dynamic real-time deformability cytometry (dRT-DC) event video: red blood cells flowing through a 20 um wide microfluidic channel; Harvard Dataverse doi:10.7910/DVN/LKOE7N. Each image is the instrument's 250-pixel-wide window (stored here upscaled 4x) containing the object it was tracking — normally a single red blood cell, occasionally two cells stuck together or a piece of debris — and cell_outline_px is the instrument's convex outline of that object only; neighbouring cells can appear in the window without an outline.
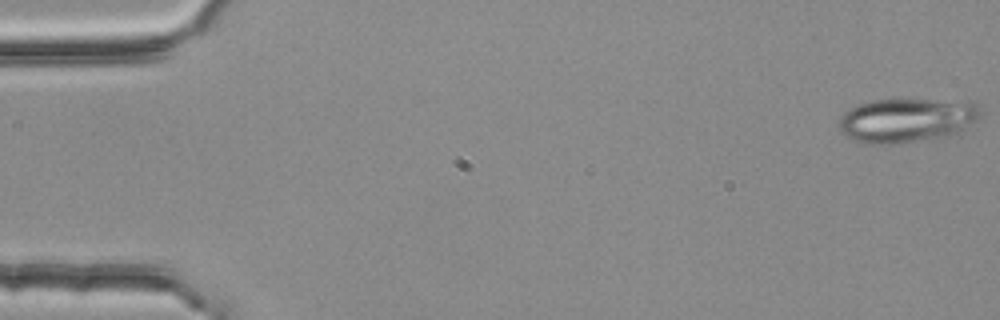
{"species": "common noctule bat (a hibernating species)", "species_latin": "Nyctalus noctula", "temperature_condition": "room temperature", "stored_images_in_passage": 4, "camera_frame_rate_fps": 3000, "um_per_image_px": 0.085, "animal": {"sex": "female", "body_mass_g": 25.1}, "frame": {"image": 1, "passage_image": 1, "time_ms": 0.0, "image_size_px": [1000, 320], "cell_outline_px": [[980, 120], [964, 132], [948, 136], [900, 144], [868, 144], [852, 140], [840, 132], [840, 120], [844, 112], [856, 104], [876, 100], [968, 100], [976, 104], [980, 108]], "centroid_in_image_um": [77.15, 10.23], "position_along_channel_um": 7.9, "area_um2": 37.22}}
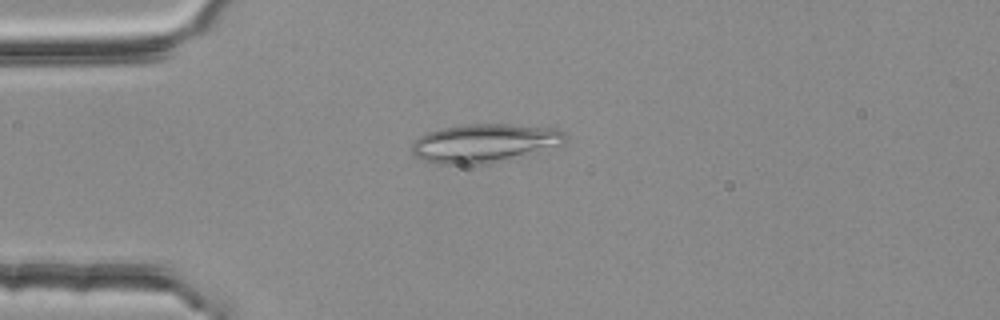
{"frame": {"image": 2, "passage_image": 4, "time_ms": 1.0, "image_size_px": [1000, 320], "cell_outline_px": [[568, 140], [564, 144], [508, 160], [484, 164], [436, 164], [412, 156], [412, 144], [420, 136], [428, 132], [444, 128], [464, 124], [508, 124], [560, 128], [568, 136]], "centroid_in_image_um": [41.22, 12.17], "position_along_channel_um": 43.8, "area_um2": 34.85}}